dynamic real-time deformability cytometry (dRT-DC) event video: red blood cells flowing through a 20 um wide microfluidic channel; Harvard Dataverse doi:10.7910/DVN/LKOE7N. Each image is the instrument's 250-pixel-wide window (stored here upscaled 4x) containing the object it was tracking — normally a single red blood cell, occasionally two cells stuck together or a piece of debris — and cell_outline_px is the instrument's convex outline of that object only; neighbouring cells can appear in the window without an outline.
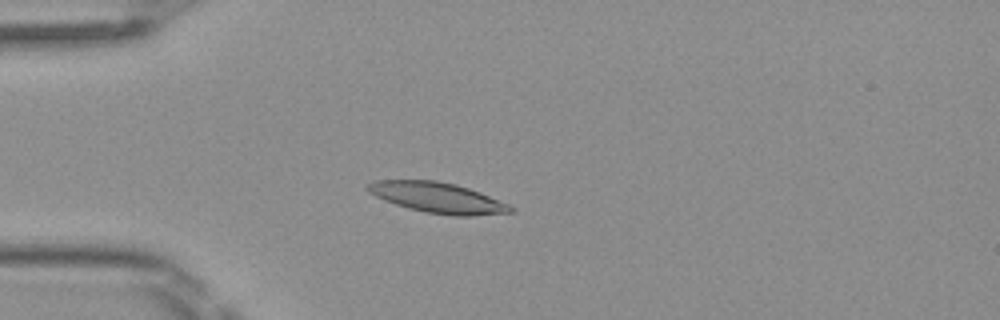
{"species": "Egyptian fruit bat (a non-hibernating species)", "species_latin": "Rousettus aegyptiacus", "temperature_condition": "room temperature", "stored_images_in_passage": 50, "camera_frame_rate_fps": 3000, "um_per_image_px": 0.085, "frame": {"image": 1, "passage_image": 14, "time_ms": 4.333, "image_size_px": [1000, 320], "cell_outline_px": [[516, 212], [472, 216], [452, 216], [424, 212], [408, 208], [384, 200], [368, 192], [364, 188], [364, 184], [376, 180], [436, 180], [456, 184], [480, 192], [508, 204], [516, 208]], "centroid_in_image_um": [37.19, 16.8], "position_along_channel_um": 47.8, "area_um2": 25.66}}
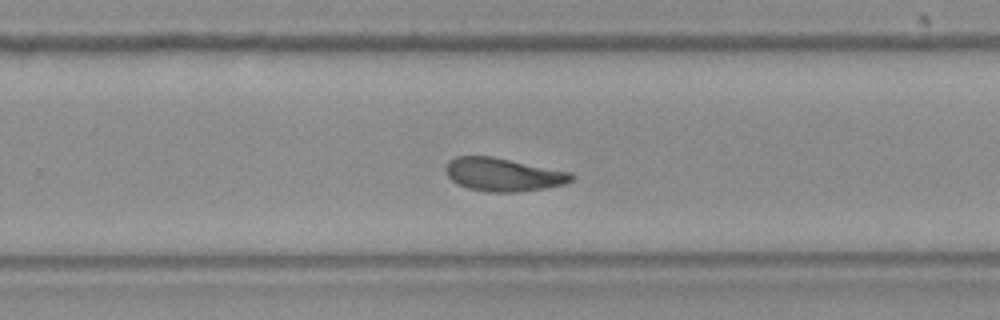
{"frame": {"image": 2, "passage_image": 33, "time_ms": 10.667, "image_size_px": [1000, 320], "cell_outline_px": [[576, 176], [572, 180], [564, 184], [544, 188], [516, 192], [488, 192], [468, 188], [452, 180], [448, 176], [444, 168], [448, 160], [456, 156], [492, 156], [572, 172]], "centroid_in_image_um": [42.78, 14.83], "position_along_channel_um": 287.0, "area_um2": 24.39}}
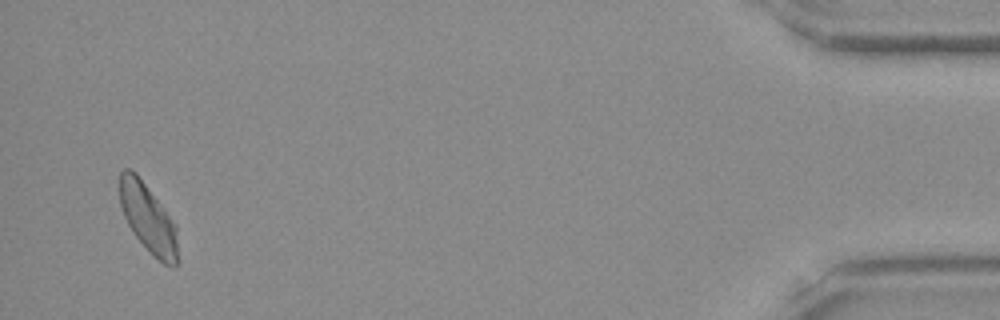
{"frame": {"image": 3, "passage_image": 49, "time_ms": 16.0, "image_size_px": [1000, 320], "cell_outline_px": [[176, 268], [172, 268], [164, 264], [152, 256], [132, 232], [124, 216], [120, 204], [120, 172], [124, 168], [132, 168], [136, 172], [176, 224]], "centroid_in_image_um": [12.57, 18.55], "position_along_channel_um": 422.6, "area_um2": 23.18}, "authors_computed_cell_mechanics": {"area_um2": 24.1315, "velocity_mm_per_s": 4.0344, "shape_relaxation_time_tau1_ms": 5.3369, "shape_relaxation_time_tau2_ms": 4.7469, "deformation_change_tau1": 0.1348, "deformation_change_tau2": 0.0939}}